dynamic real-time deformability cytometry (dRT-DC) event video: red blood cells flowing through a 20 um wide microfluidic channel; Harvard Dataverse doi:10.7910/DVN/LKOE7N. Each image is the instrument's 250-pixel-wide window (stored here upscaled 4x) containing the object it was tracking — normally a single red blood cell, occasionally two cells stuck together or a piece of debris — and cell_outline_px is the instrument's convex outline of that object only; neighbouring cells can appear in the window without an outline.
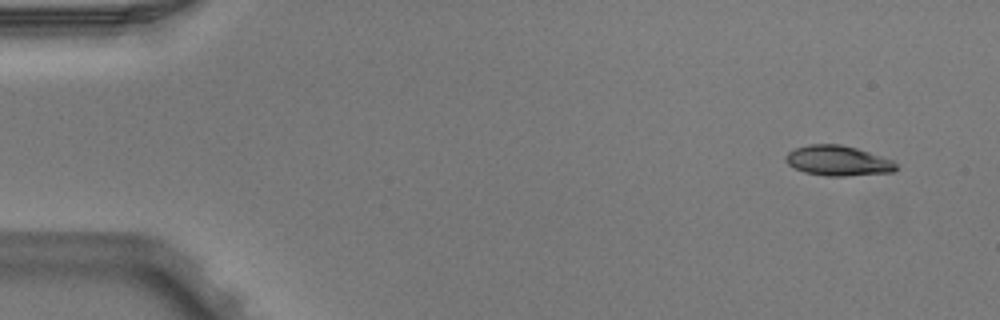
{"species": "Egyptian fruit bat (a non-hibernating species)", "species_latin": "Rousettus aegyptiacus", "temperature_condition": "warm", "stored_images_in_passage": 3, "camera_frame_rate_fps": 3000, "um_per_image_px": 0.085, "animal": {"sex": "male"}, "frame": {"image": 1, "passage_image": 1, "time_ms": 0.0, "image_size_px": [1000, 320], "cell_outline_px": [[896, 168], [892, 172], [844, 176], [824, 176], [804, 172], [788, 164], [784, 160], [784, 156], [788, 152], [796, 148], [808, 144], [840, 144], [856, 148], [892, 160], [896, 164]], "centroid_in_image_um": [71.17, 13.66], "position_along_channel_um": 13.8, "area_um2": 19.25}}
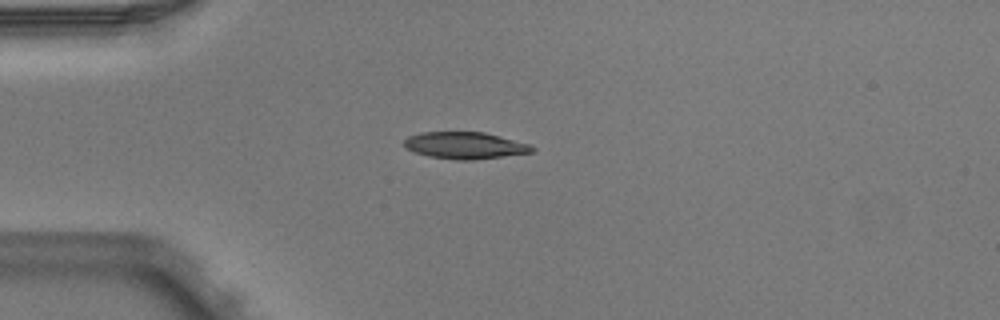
{"frame": {"image": 2, "passage_image": 3, "time_ms": 0.667, "image_size_px": [1000, 320], "cell_outline_px": [[536, 148], [532, 152], [476, 160], [456, 160], [428, 156], [404, 148], [404, 140], [408, 136], [420, 132], [484, 132], [500, 136], [528, 144]], "centroid_in_image_um": [39.49, 12.36], "position_along_channel_um": 45.5, "area_um2": 20.0}}